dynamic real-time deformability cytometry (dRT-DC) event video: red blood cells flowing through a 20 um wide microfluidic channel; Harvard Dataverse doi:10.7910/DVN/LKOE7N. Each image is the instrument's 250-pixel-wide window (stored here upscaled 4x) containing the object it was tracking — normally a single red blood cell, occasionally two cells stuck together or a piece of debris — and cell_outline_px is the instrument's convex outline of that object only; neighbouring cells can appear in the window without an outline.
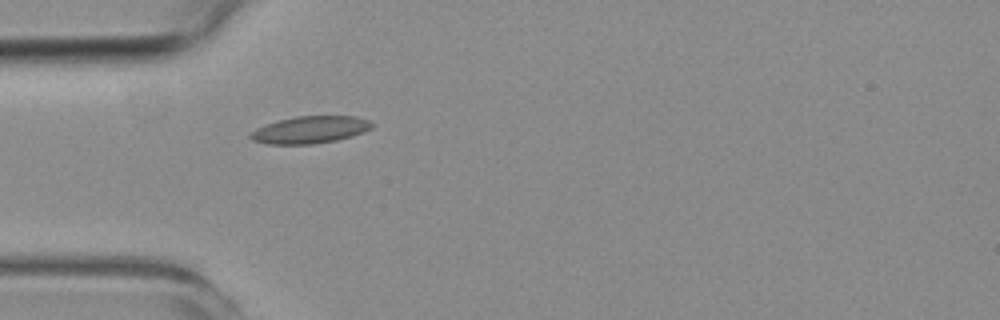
{"species": "common noctule bat (a hibernating species)", "species_latin": "Nyctalus noctula", "temperature_condition": "room temperature", "stored_images_in_passage": 1, "camera_frame_rate_fps": 3000, "um_per_image_px": 0.085, "animal": {"sex": "female", "body_mass_g": 19.3, "forearm_length_mm": 54.1}, "frame": {"image": 1, "passage_image": 1, "time_ms": 0.0, "image_size_px": [1000, 320], "cell_outline_px": [[372, 128], [364, 132], [352, 136], [336, 140], [312, 144], [268, 144], [252, 140], [248, 136], [256, 128], [280, 120], [296, 116], [356, 116], [368, 120], [372, 124]], "centroid_in_image_um": [26.37, 11.03], "position_along_channel_um": 58.6, "area_um2": 19.07}}